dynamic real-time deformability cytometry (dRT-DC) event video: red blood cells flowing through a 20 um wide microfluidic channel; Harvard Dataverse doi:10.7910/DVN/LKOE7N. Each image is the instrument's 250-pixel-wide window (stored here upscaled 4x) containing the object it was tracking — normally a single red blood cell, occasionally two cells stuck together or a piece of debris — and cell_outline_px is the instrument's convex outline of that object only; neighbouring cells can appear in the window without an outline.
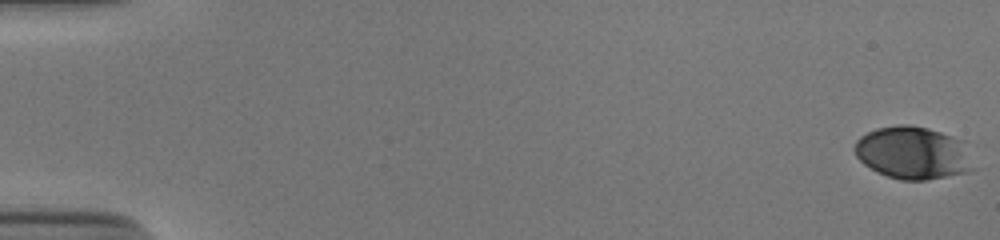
{"species": "human", "species_latin": "Homo sapiens", "temperature_condition": "cold", "stored_images_in_passage": 54, "camera_frame_rate_fps": 3000, "um_per_image_px": 0.085, "donor": {"sex": "male"}, "frame": {"image": 1, "passage_image": 1, "time_ms": 0.0, "image_size_px": [1000, 240], "cell_outline_px": [[980, 168], [968, 172], [924, 180], [900, 180], [876, 172], [864, 164], [856, 156], [852, 148], [856, 140], [860, 136], [876, 128], [900, 124], [908, 124], [928, 128], [964, 140]], "centroid_in_image_um": [77.67, 13.0], "position_along_channel_um": 7.3, "area_um2": 37.34}}
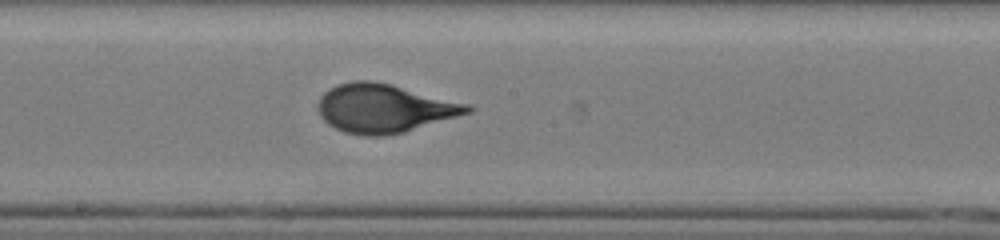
{"frame": {"image": 2, "passage_image": 31, "time_ms": 10.0, "image_size_px": [1000, 240], "cell_outline_px": [[476, 108], [472, 112], [404, 132], [380, 136], [364, 136], [344, 132], [328, 124], [320, 116], [316, 108], [316, 104], [320, 96], [328, 88], [336, 84], [352, 80], [372, 80], [392, 84], [468, 104]], "centroid_in_image_um": [32.61, 9.19], "position_along_channel_um": 215.6, "area_um2": 42.6}}
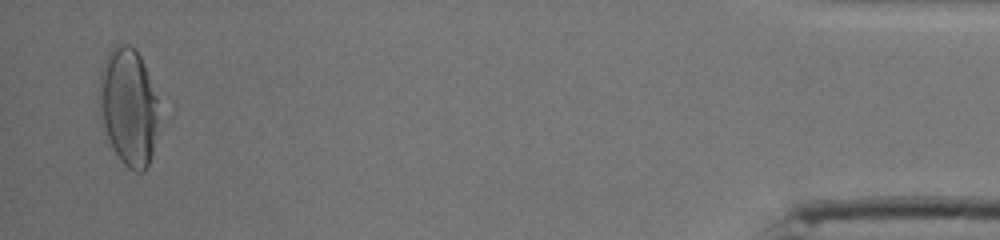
{"frame": {"image": 3, "passage_image": 53, "time_ms": 17.333, "image_size_px": [1000, 240], "cell_outline_px": [[156, 124], [152, 152], [148, 164], [140, 172], [136, 172], [128, 168], [120, 160], [112, 148], [100, 124], [96, 92], [104, 60], [108, 52], [116, 44], [128, 44], [136, 48], [140, 56], [156, 96]], "centroid_in_image_um": [10.82, 9.05], "position_along_channel_um": 424.4, "area_um2": 40.81}, "authors_computed_cell_mechanics": {"area_um2": 39.9976, "velocity_mm_per_s": 3.8752, "shape_relaxation_time_tau1_ms": 3.4332, "shape_relaxation_time_tau2_ms": null, "deformation_change_tau1": 0.1738, "deformation_change_tau2": null}}